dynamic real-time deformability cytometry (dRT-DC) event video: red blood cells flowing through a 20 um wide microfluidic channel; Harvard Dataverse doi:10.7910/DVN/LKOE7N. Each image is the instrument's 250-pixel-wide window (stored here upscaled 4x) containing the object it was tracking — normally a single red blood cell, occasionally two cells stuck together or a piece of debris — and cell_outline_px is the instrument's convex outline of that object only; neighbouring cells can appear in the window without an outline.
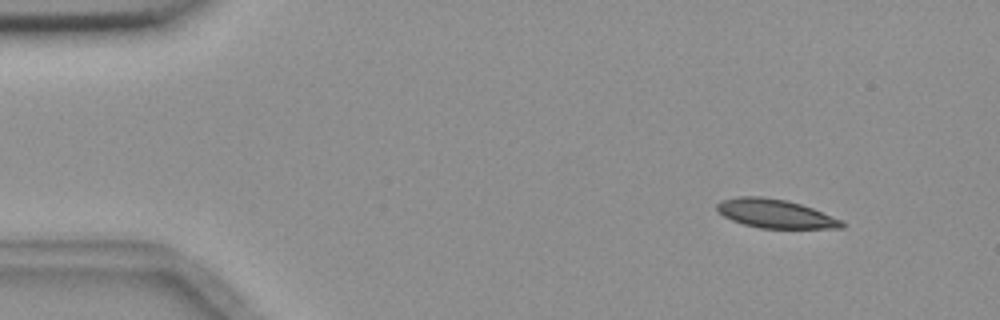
{"species": "common noctule bat (a hibernating species)", "species_latin": "Nyctalus noctula", "temperature_condition": "room temperature", "stored_images_in_passage": 6, "segment_of_instrument_passage": [1, 2], "camera_frame_rate_fps": 3000, "um_per_image_px": 0.085, "animal": {"sex": "female", "body_mass_g": 18.4}, "frame": {"image": 1, "passage_image": 2, "time_ms": 1.0, "image_size_px": [1000, 320], "cell_outline_px": [[844, 228], [760, 228], [744, 224], [732, 220], [724, 216], [716, 208], [716, 204], [720, 200], [740, 196], [760, 196], [784, 200], [800, 204], [812, 208], [840, 220], [844, 224]], "centroid_in_image_um": [65.85, 18.16], "position_along_channel_um": 19.1, "area_um2": 20.58}}
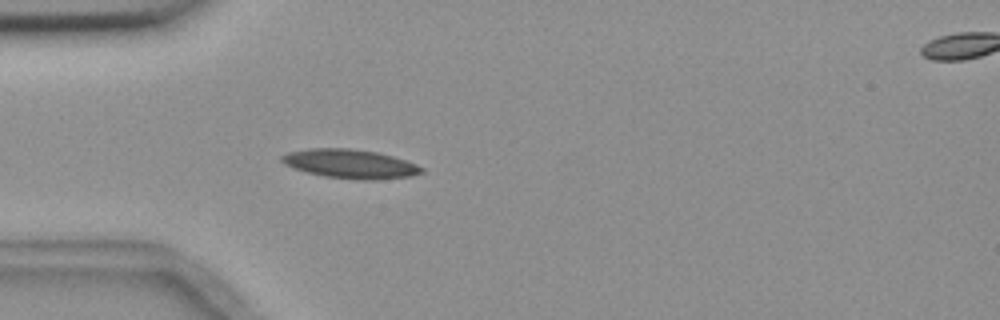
{"frame": {"image": 2, "passage_image": 5, "time_ms": 4.333, "image_size_px": [1000, 320], "cell_outline_px": [[424, 172], [408, 176], [376, 180], [360, 180], [324, 176], [292, 168], [284, 164], [280, 160], [280, 156], [288, 152], [308, 148], [348, 148], [376, 152], [392, 156], [416, 164], [424, 168]], "centroid_in_image_um": [29.73, 13.92], "position_along_channel_um": 55.3, "area_um2": 23.58}}